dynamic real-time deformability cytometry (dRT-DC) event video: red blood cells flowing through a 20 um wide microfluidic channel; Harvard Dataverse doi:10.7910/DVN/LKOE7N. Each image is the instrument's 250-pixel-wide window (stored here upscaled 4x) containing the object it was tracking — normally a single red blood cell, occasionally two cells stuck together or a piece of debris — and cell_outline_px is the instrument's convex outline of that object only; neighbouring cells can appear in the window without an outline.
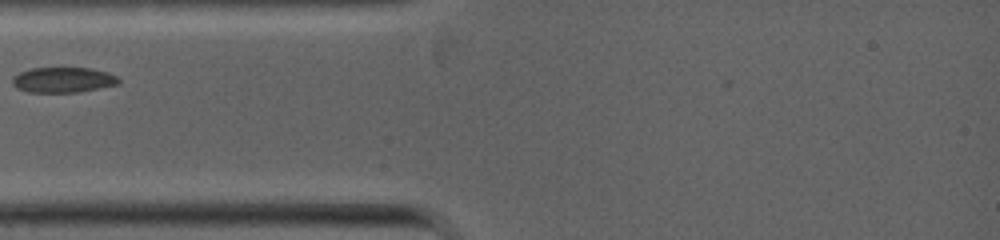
{"species": "common noctule bat (a hibernating species)", "species_latin": "Nyctalus noctula", "temperature_condition": "warm", "stored_images_in_passage": 19, "camera_frame_rate_fps": 5000, "um_per_image_px": 0.085, "animal": {"sex": "female", "body_mass_g": 19.0, "forearm_length_mm": 53.3}, "frame": {"image": 1, "passage_image": 1, "time_ms": 0.0, "image_size_px": [1000, 240], "cell_outline_px": [[120, 84], [76, 92], [28, 92], [16, 88], [12, 84], [12, 76], [20, 72], [32, 68], [92, 68], [116, 76], [120, 80]], "centroid_in_image_um": [5.32, 6.79], "position_along_channel_um": 79.7, "area_um2": 15.61}}
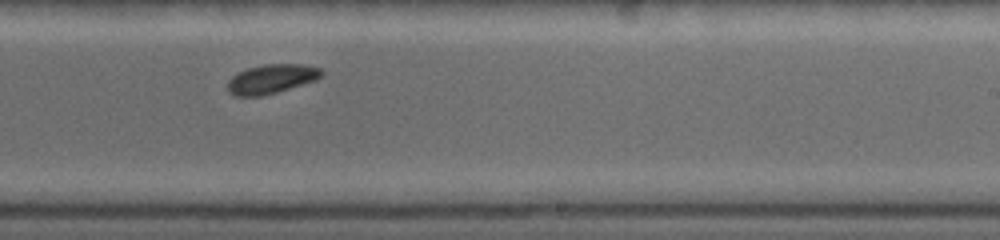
{"frame": {"image": 2, "passage_image": 11, "time_ms": 3.8, "image_size_px": [1000, 240], "cell_outline_px": [[324, 76], [316, 80], [276, 92], [260, 96], [236, 96], [228, 92], [228, 80], [232, 76], [248, 68], [264, 64], [304, 64], [320, 68], [324, 72]], "centroid_in_image_um": [23.1, 6.7], "position_along_channel_um": 265.9, "area_um2": 15.95}}
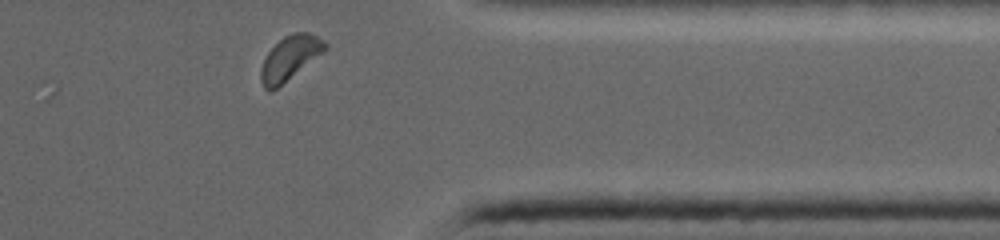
{"frame": {"image": 3, "passage_image": 18, "time_ms": 6.4, "image_size_px": [1000, 240], "cell_outline_px": [[328, 48], [324, 52], [272, 92], [268, 92], [264, 88], [260, 80], [260, 68], [268, 52], [284, 36], [292, 32], [308, 32], [316, 36], [328, 44]], "centroid_in_image_um": [24.63, 4.95], "position_along_channel_um": 386.8, "area_um2": 16.53}}